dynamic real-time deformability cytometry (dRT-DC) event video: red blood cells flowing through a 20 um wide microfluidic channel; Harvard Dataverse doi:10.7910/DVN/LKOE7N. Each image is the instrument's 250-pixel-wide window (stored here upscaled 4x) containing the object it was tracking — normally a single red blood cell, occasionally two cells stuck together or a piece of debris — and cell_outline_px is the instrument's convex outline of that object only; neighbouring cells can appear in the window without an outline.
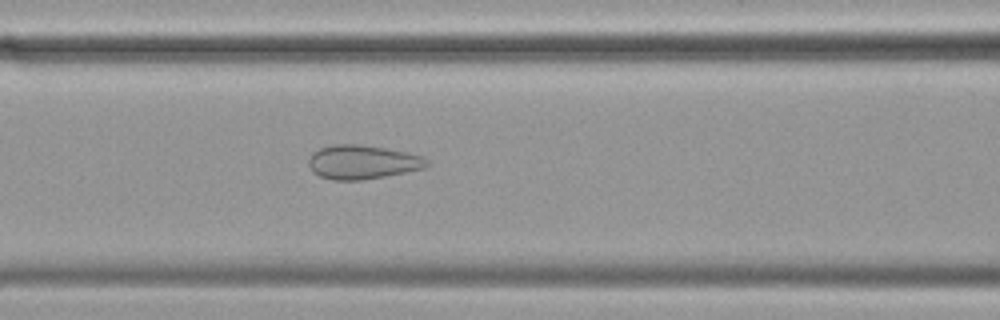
{"species": "common noctule bat (a hibernating species)", "species_latin": "Nyctalus noctula", "temperature_condition": "cold", "stored_images_in_passage": 44, "camera_frame_rate_fps": 3000, "um_per_image_px": 0.085, "animal": {"sex": "female", "body_mass_g": 19.9}, "frame": {"image": 1, "passage_image": 11, "time_ms": 3.333, "image_size_px": [1000, 320], "cell_outline_px": [[432, 164], [424, 168], [364, 180], [332, 180], [320, 176], [312, 172], [308, 164], [308, 160], [312, 152], [320, 148], [332, 144], [360, 144], [408, 152], [424, 156]], "centroid_in_image_um": [30.81, 13.77], "position_along_channel_um": 135.8, "area_um2": 23.64}}
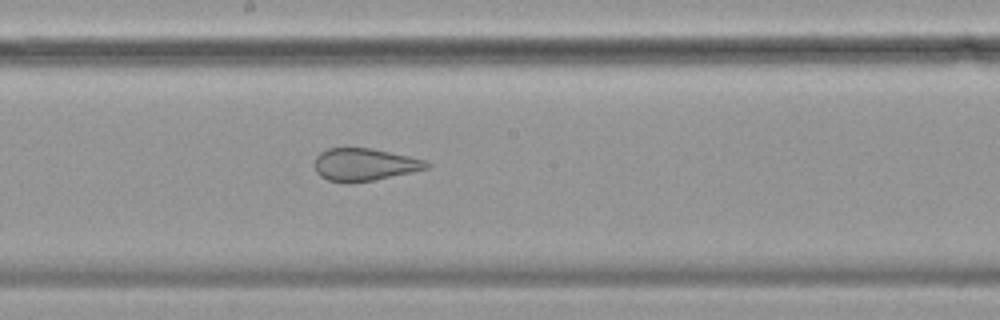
{"frame": {"image": 2, "passage_image": 18, "time_ms": 5.667, "image_size_px": [1000, 320], "cell_outline_px": [[432, 164], [428, 168], [412, 172], [372, 180], [348, 184], [328, 180], [320, 176], [316, 172], [316, 156], [320, 152], [328, 148], [372, 148], [428, 160]], "centroid_in_image_um": [31.0, 13.99], "position_along_channel_um": 217.2, "area_um2": 21.33}}
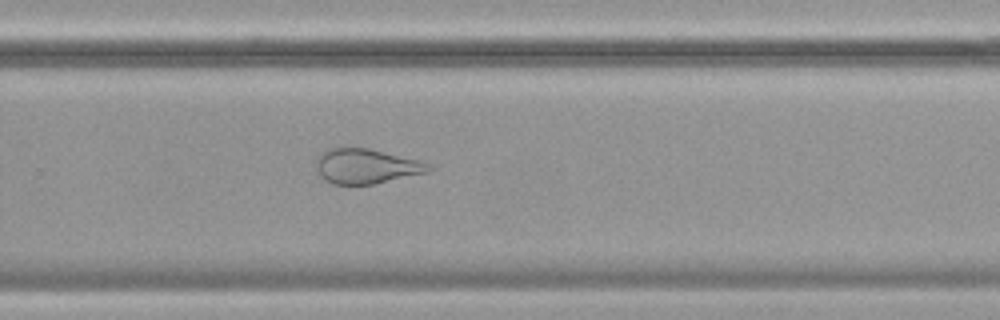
{"frame": {"image": 3, "passage_image": 25, "time_ms": 8.0, "image_size_px": [1000, 320], "cell_outline_px": [[432, 168], [428, 172], [372, 184], [332, 184], [324, 180], [320, 176], [316, 168], [316, 160], [320, 152], [328, 148], [368, 148], [420, 160], [428, 164]], "centroid_in_image_um": [31.08, 14.12], "position_along_channel_um": 298.7, "area_um2": 22.77}, "authors_computed_cell_mechanics": {"area_um2": 25.9811, "velocity_mm_per_s": 3.5187, "shape_relaxation_time_tau1_ms": null, "shape_relaxation_time_tau2_ms": 1.0751, "deformation_change_tau1": null, "deformation_change_tau2": 0.0769}}